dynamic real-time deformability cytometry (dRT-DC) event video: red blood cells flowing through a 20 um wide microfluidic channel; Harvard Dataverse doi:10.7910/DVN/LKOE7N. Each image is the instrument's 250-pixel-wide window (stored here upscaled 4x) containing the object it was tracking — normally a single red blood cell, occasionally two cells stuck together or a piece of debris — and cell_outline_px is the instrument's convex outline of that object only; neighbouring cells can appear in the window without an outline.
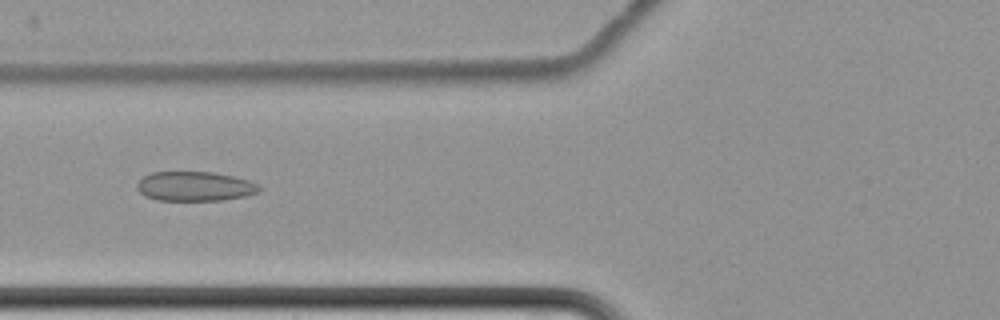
{"species": "common noctule bat (a hibernating species)", "species_latin": "Nyctalus noctula", "temperature_condition": "cold", "stored_images_in_passage": 8, "camera_frame_rate_fps": 3000, "um_per_image_px": 0.085, "animal": {"sex": "female", "body_mass_g": 22.7, "forearm_length_mm": 54.2}, "frame": {"image": 1, "passage_image": 8, "time_ms": 9.0, "image_size_px": [1000, 320], "cell_outline_px": [[260, 192], [244, 196], [224, 200], [156, 200], [144, 196], [136, 188], [136, 184], [144, 176], [152, 172], [212, 172], [232, 176], [248, 180], [260, 184]], "centroid_in_image_um": [16.56, 15.84], "position_along_channel_um": 109.2, "area_um2": 21.04}}